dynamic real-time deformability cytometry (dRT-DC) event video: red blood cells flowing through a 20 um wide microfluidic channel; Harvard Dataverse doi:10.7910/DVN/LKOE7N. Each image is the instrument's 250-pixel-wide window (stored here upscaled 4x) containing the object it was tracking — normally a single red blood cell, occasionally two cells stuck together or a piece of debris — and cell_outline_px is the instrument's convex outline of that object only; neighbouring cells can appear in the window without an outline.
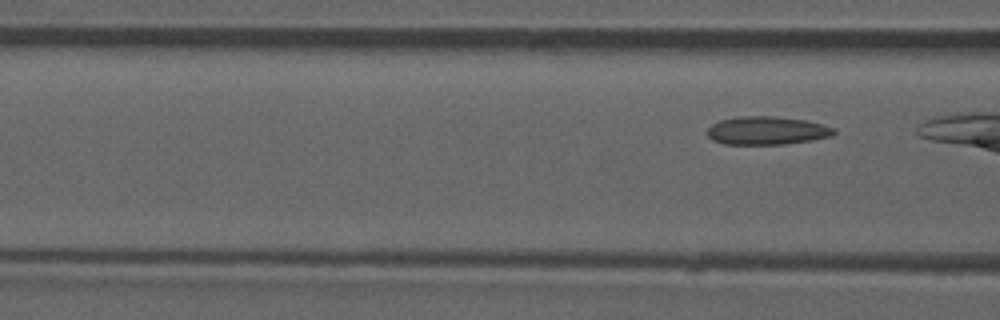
{"species": "common noctule bat (a hibernating species)", "species_latin": "Nyctalus noctula", "temperature_condition": "room temperature", "stored_images_in_passage": 5, "camera_frame_rate_fps": 3000, "um_per_image_px": 0.085, "animal": {"sex": "male", "forearm_length_mm": 52.5}, "frame": {"image": 1, "passage_image": 5, "time_ms": 5.0, "image_size_px": [1000, 320], "cell_outline_px": [[836, 132], [832, 136], [812, 140], [784, 144], [724, 144], [712, 140], [708, 136], [708, 128], [712, 124], [720, 120], [740, 116], [776, 116], [804, 120], [824, 124], [836, 128]], "centroid_in_image_um": [65.21, 11.1], "position_along_channel_um": 101.4, "area_um2": 20.92}}